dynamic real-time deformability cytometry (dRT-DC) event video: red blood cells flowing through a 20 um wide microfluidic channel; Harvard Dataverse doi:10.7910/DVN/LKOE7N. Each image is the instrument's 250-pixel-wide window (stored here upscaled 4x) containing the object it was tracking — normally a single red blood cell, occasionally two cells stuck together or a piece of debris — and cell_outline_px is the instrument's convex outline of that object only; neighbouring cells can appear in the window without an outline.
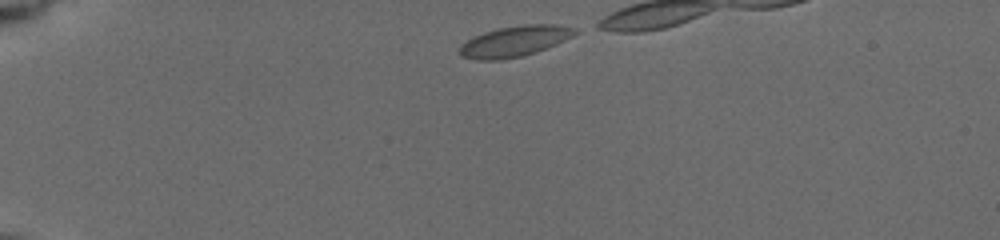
{"species": "common noctule bat (a hibernating species)", "species_latin": "Nyctalus noctula", "temperature_condition": "cold", "stored_images_in_passage": 5, "camera_frame_rate_fps": 3000, "um_per_image_px": 0.085, "animal": {"sex": "female", "body_mass_g": 19.5, "forearm_length_mm": 54.1}, "frame": {"image": 1, "passage_image": 1, "time_ms": 0.0, "image_size_px": [1000, 240], "cell_outline_px": [[576, 32], [572, 36], [556, 44], [536, 52], [520, 56], [500, 60], [476, 60], [460, 56], [460, 48], [468, 40], [484, 32], [500, 28], [524, 24], [552, 24], [576, 28]], "centroid_in_image_um": [43.75, 3.51], "position_along_channel_um": 41.3, "area_um2": 20.23}}